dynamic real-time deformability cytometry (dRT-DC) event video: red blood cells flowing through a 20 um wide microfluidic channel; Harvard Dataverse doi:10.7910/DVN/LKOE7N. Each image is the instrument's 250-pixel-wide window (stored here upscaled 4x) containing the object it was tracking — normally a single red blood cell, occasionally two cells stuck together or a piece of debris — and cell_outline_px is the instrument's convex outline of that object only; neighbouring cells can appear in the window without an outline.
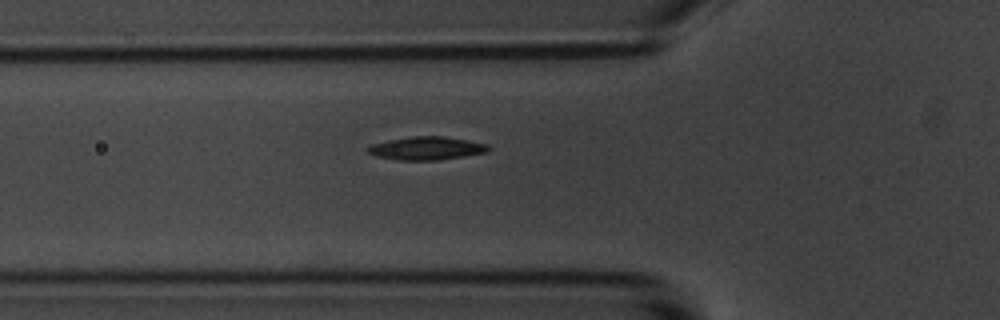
{"species": "common noctule bat (a hibernating species)", "species_latin": "Nyctalus noctula", "temperature_condition": "room temperature", "stored_images_in_passage": 5, "camera_frame_rate_fps": 3000, "um_per_image_px": 0.085, "animal": {"sex": "male", "body_mass_g": 20.1, "forearm_length_mm": 53.5}, "frame": {"image": 1, "passage_image": 5, "time_ms": 4.667, "image_size_px": [1000, 320], "cell_outline_px": [[492, 148], [488, 152], [440, 160], [400, 160], [380, 156], [368, 152], [364, 148], [372, 144], [388, 140], [412, 136], [444, 136], [468, 140], [488, 144]], "centroid_in_image_um": [36.31, 12.59], "position_along_channel_um": 89.5, "area_um2": 16.3}}